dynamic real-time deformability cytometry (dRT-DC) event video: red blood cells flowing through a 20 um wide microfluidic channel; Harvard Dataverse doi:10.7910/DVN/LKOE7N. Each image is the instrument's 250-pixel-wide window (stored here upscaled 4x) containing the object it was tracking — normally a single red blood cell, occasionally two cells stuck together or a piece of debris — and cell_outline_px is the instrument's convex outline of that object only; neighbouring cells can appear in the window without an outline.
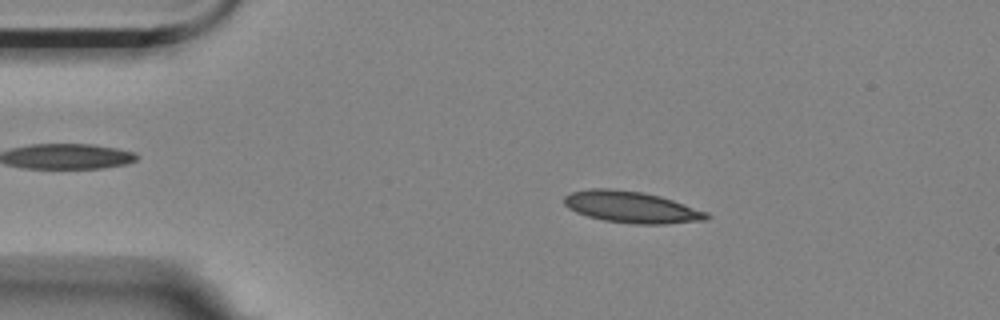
{"species": "Egyptian fruit bat (a non-hibernating species)", "species_latin": "Rousettus aegyptiacus", "temperature_condition": "room temperature", "stored_images_in_passage": 55, "camera_frame_rate_fps": 3000, "um_per_image_px": 0.085, "animal": {"sex": "female"}, "frame": {"image": 1, "passage_image": 9, "time_ms": 2.667, "image_size_px": [1000, 320], "cell_outline_px": [[712, 216], [708, 220], [664, 224], [636, 224], [604, 220], [588, 216], [576, 212], [568, 208], [564, 204], [564, 196], [572, 192], [592, 188], [608, 188], [640, 192], [660, 196], [708, 212]], "centroid_in_image_um": [53.69, 17.61], "position_along_channel_um": 31.3, "area_um2": 26.07}}
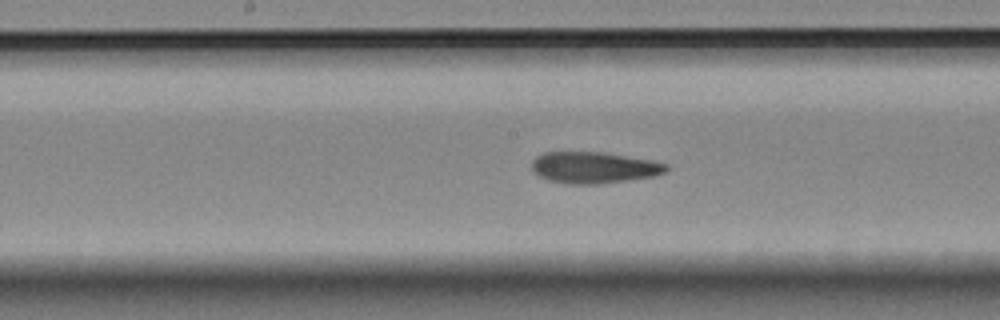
{"frame": {"image": 2, "passage_image": 27, "time_ms": 8.667, "image_size_px": [1000, 320], "cell_outline_px": [[668, 168], [664, 172], [656, 176], [628, 180], [596, 184], [568, 184], [548, 180], [532, 172], [532, 160], [536, 156], [544, 152], [604, 152], [652, 160], [668, 164]], "centroid_in_image_um": [50.47, 14.24], "position_along_channel_um": 197.7, "area_um2": 24.74}}
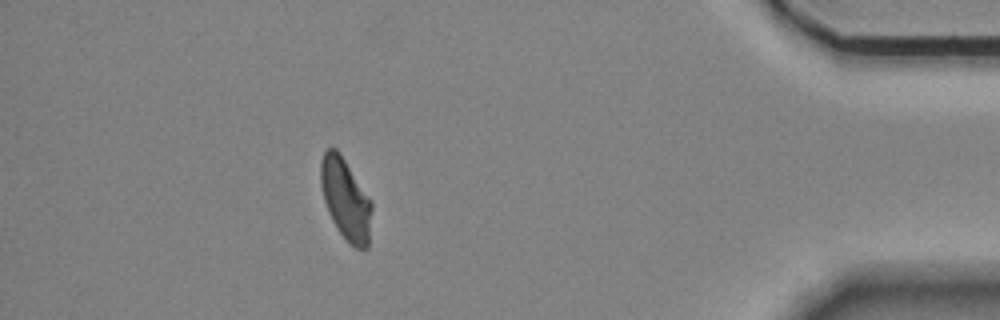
{"frame": {"image": 3, "passage_image": 49, "time_ms": 16.0, "image_size_px": [1000, 320], "cell_outline_px": [[372, 208], [368, 248], [356, 248], [348, 244], [336, 228], [328, 212], [324, 200], [320, 184], [320, 164], [324, 152], [328, 148], [336, 148], [372, 200]], "centroid_in_image_um": [29.38, 16.96], "position_along_channel_um": 405.8, "area_um2": 24.28}, "authors_computed_cell_mechanics": {"area_um2": 24.9118, "velocity_mm_per_s": 3.4954, "shape_relaxation_time_tau1_ms": null, "shape_relaxation_time_tau2_ms": 4.4096, "deformation_change_tau1": null, "deformation_change_tau2": 0.1009}}